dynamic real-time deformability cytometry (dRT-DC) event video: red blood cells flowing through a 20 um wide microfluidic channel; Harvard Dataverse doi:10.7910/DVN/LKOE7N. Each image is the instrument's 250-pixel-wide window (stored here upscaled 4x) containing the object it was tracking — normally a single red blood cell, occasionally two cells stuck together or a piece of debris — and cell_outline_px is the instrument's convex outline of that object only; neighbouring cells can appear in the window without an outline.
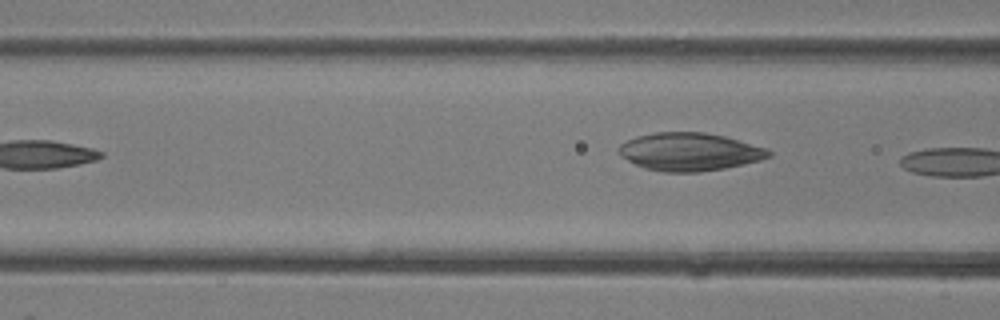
{"species": "common noctule bat (a hibernating species)", "species_latin": "Nyctalus noctula", "temperature_condition": "room temperature", "stored_images_in_passage": 3, "camera_frame_rate_fps": 3000, "um_per_image_px": 0.085, "animal": {"sex": "female"}, "frame": {"image": 1, "passage_image": 3, "time_ms": 0.667, "image_size_px": [1000, 320], "cell_outline_px": [[772, 156], [760, 160], [744, 164], [724, 168], [700, 172], [664, 172], [644, 168], [620, 156], [616, 152], [616, 148], [620, 144], [636, 136], [656, 132], [704, 132], [724, 136], [768, 148], [772, 152]], "centroid_in_image_um": [58.6, 12.9], "position_along_channel_um": 108.0, "area_um2": 33.35}}